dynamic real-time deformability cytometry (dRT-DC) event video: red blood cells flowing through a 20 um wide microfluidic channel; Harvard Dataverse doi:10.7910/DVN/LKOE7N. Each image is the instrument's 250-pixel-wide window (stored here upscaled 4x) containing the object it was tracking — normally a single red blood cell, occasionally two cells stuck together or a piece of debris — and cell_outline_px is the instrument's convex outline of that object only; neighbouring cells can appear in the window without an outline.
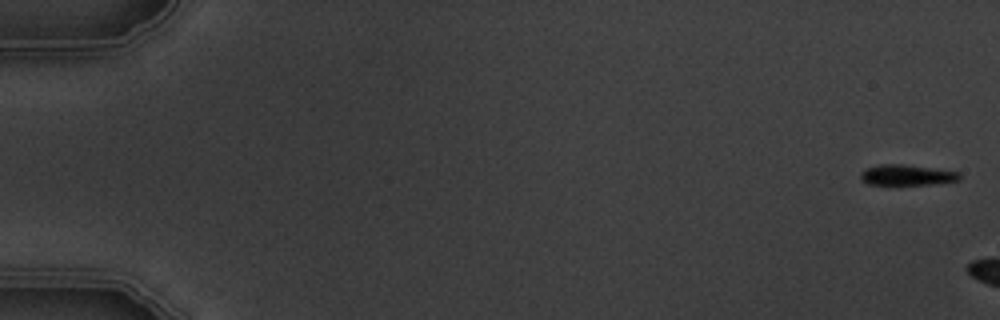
{"species": "common noctule bat (a hibernating species)", "species_latin": "Nyctalus noctula", "temperature_condition": "warm", "stored_images_in_passage": 3, "camera_frame_rate_fps": 3000, "um_per_image_px": 0.085, "animal": {"sex": "male", "body_mass_g": 19.5, "forearm_length_mm": 54.6}, "frame": {"image": 1, "passage_image": 1, "time_ms": 0.0, "image_size_px": [1000, 320], "cell_outline_px": [[960, 180], [932, 184], [868, 184], [860, 180], [860, 172], [864, 168], [880, 164], [900, 164], [960, 172]], "centroid_in_image_um": [77.02, 14.87], "position_along_channel_um": 8.0, "area_um2": 11.79}}